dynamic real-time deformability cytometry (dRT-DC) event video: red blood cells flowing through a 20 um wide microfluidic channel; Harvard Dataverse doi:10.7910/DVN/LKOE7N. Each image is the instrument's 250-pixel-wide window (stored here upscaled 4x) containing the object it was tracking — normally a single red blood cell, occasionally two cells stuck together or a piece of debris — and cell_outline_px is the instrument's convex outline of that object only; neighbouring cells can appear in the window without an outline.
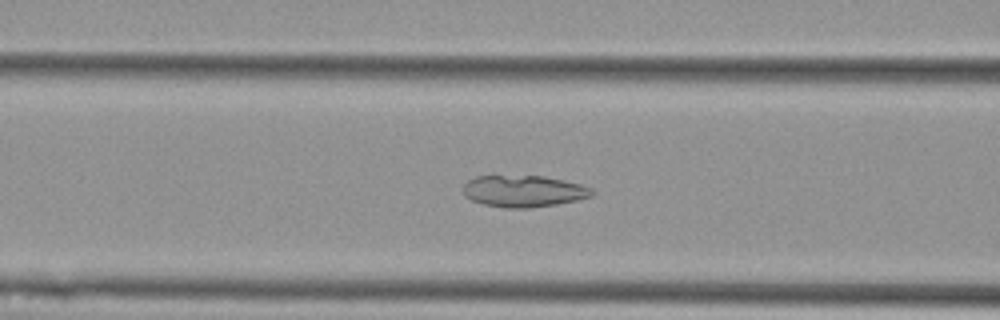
{"species": "Egyptian fruit bat (a non-hibernating species)", "species_latin": "Rousettus aegyptiacus", "temperature_condition": "cold", "stored_images_in_passage": 47, "camera_frame_rate_fps": 3000, "um_per_image_px": 0.085, "animal": {"sex": "female"}, "frame": {"image": 1, "passage_image": 20, "time_ms": 6.333, "image_size_px": [1000, 320], "cell_outline_px": [[596, 192], [592, 196], [576, 200], [556, 204], [528, 208], [504, 208], [484, 204], [472, 200], [464, 196], [460, 188], [468, 180], [476, 176], [492, 172], [544, 176], [580, 184], [592, 188]], "centroid_in_image_um": [44.41, 16.19], "position_along_channel_um": 122.2, "area_um2": 24.85}}
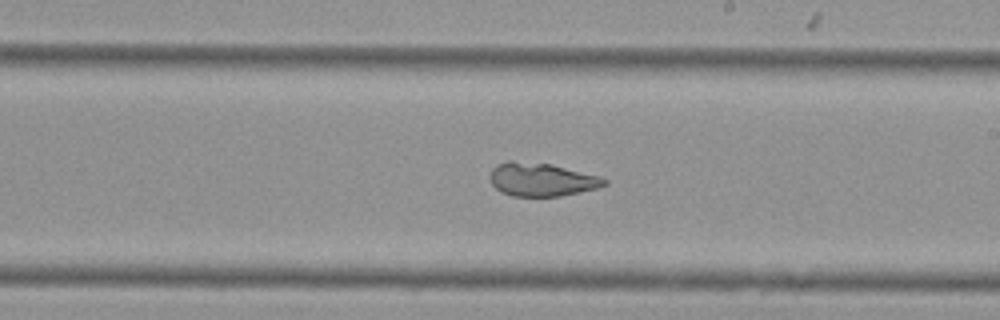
{"frame": {"image": 2, "passage_image": 30, "time_ms": 9.667, "image_size_px": [1000, 320], "cell_outline_px": [[608, 184], [596, 188], [580, 192], [560, 196], [512, 196], [500, 192], [492, 184], [488, 176], [492, 168], [496, 164], [508, 160], [512, 160], [552, 164], [600, 176], [608, 180]], "centroid_in_image_um": [46.0, 15.25], "position_along_channel_um": 243.0, "area_um2": 22.48}}
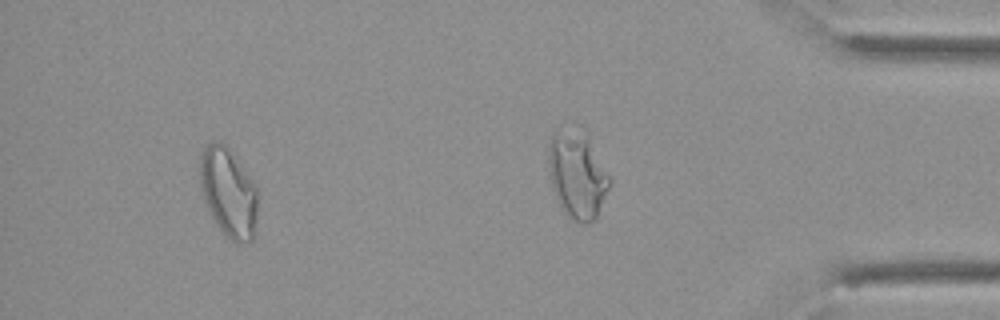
{"frame": {"image": 3, "passage_image": 43, "time_ms": 14.0, "image_size_px": [1000, 320], "cell_outline_px": [[256, 236], [252, 240], [240, 244], [236, 244], [228, 240], [212, 216], [204, 200], [200, 188], [200, 160], [204, 148], [208, 144], [216, 140], [220, 140], [228, 148], [252, 180], [256, 188]], "centroid_in_image_um": [19.42, 16.41], "position_along_channel_um": 415.8, "area_um2": 29.88}, "authors_computed_cell_mechanics": {"area_um2": 26.9926, "velocity_mm_per_s": 3.6401, "shape_relaxation_time_tau1_ms": null, "shape_relaxation_time_tau2_ms": 3.1315, "deformation_change_tau1": null, "deformation_change_tau2": 0.0486}}